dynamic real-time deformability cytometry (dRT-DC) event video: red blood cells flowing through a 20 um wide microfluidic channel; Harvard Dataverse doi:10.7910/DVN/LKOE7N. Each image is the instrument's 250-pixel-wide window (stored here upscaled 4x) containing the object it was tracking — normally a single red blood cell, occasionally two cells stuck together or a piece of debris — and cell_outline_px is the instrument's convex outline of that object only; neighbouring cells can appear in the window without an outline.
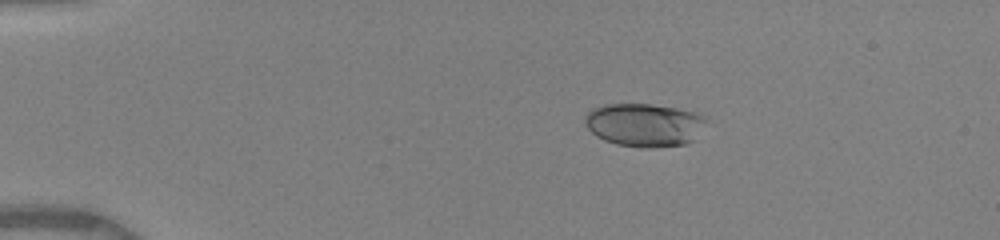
{"species": "human", "species_latin": "Homo sapiens", "temperature_condition": "warm", "stored_images_in_passage": 43, "camera_frame_rate_fps": 3000, "um_per_image_px": 0.085, "donor": {"sex": "female"}, "frame": {"image": 1, "passage_image": 1, "time_ms": 0.0, "image_size_px": [1000, 240], "cell_outline_px": [[708, 120], [692, 140], [688, 144], [652, 148], [644, 148], [616, 144], [604, 140], [596, 136], [584, 124], [584, 116], [592, 108], [604, 104], [652, 104], [676, 108], [696, 112], [704, 116]], "centroid_in_image_um": [54.75, 10.61], "position_along_channel_um": 30.3, "area_um2": 30.75}}
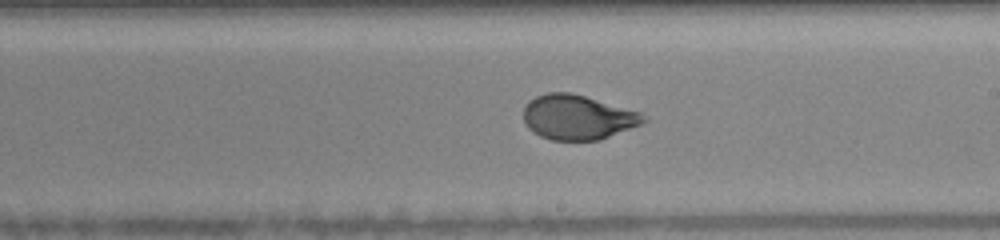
{"frame": {"image": 2, "passage_image": 19, "time_ms": 7.0, "image_size_px": [1000, 240], "cell_outline_px": [[648, 120], [640, 124], [600, 140], [552, 140], [540, 136], [532, 132], [524, 124], [524, 108], [528, 100], [536, 96], [548, 92], [572, 92], [640, 112], [648, 116]], "centroid_in_image_um": [49.08, 9.96], "position_along_channel_um": 239.9, "area_um2": 31.39}}
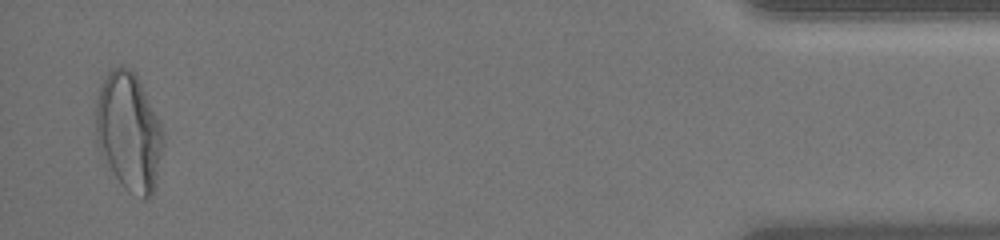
{"frame": {"image": 3, "passage_image": 42, "time_ms": 13.333, "image_size_px": [1000, 240], "cell_outline_px": [[164, 144], [156, 184], [152, 196], [148, 200], [144, 200], [128, 192], [120, 184], [100, 152], [96, 136], [96, 100], [100, 84], [108, 72], [112, 68], [128, 68], [136, 76], [160, 124], [164, 136]], "centroid_in_image_um": [10.95, 11.28], "position_along_channel_um": 424.2, "area_um2": 46.12}, "authors_computed_cell_mechanics": {"area_um2": 32.4836, "velocity_mm_per_s": 4.0138, "shape_relaxation_time_tau1_ms": 4.2982, "shape_relaxation_time_tau2_ms": null, "deformation_change_tau1": 0.1966, "deformation_change_tau2": null}}